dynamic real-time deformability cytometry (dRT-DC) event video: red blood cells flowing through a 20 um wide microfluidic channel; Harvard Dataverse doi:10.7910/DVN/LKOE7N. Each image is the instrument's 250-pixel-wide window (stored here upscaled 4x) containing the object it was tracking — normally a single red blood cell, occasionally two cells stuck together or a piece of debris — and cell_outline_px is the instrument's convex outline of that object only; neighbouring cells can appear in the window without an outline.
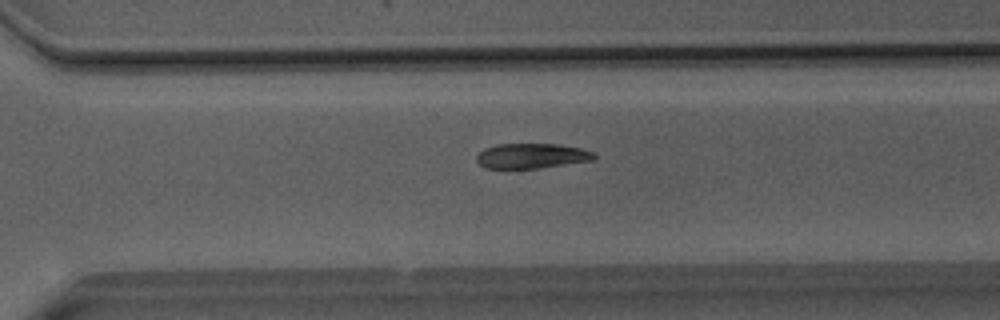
{"species": "Egyptian fruit bat (a non-hibernating species)", "species_latin": "Rousettus aegyptiacus", "temperature_condition": "room temperature", "stored_images_in_passage": 47, "camera_frame_rate_fps": 3000, "um_per_image_px": 0.085, "animal": {"sex": "male"}, "frame": {"image": 1, "passage_image": 36, "time_ms": 11.667, "image_size_px": [1000, 320], "cell_outline_px": [[596, 156], [592, 160], [540, 168], [484, 168], [476, 160], [476, 156], [484, 148], [496, 144], [560, 144], [580, 148], [592, 152]], "centroid_in_image_um": [45.16, 13.24], "position_along_channel_um": 325.4, "area_um2": 17.05}}
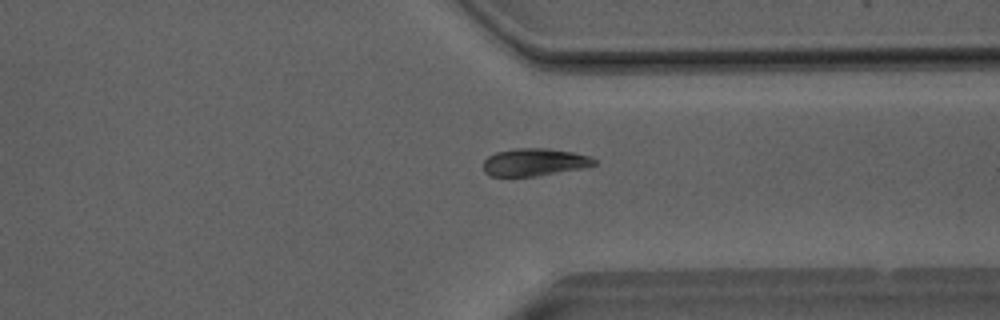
{"frame": {"image": 2, "passage_image": 39, "time_ms": 12.667, "image_size_px": [1000, 320], "cell_outline_px": [[596, 164], [588, 168], [536, 176], [488, 176], [484, 172], [484, 160], [488, 156], [496, 152], [516, 148], [548, 148], [572, 152], [588, 156], [596, 160]], "centroid_in_image_um": [45.44, 13.79], "position_along_channel_um": 366.0, "area_um2": 17.98}}
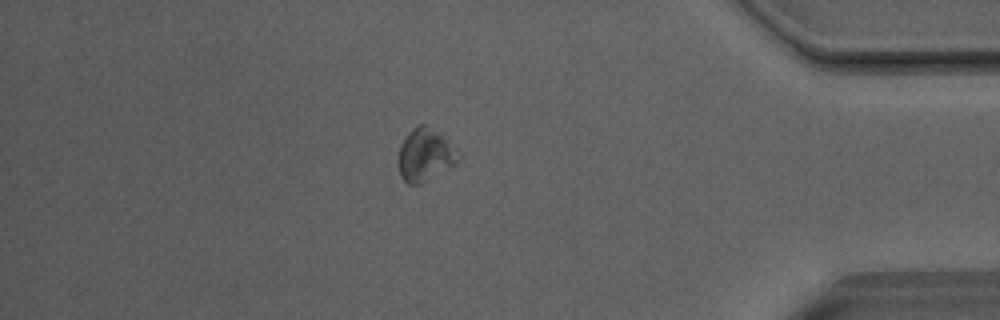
{"frame": {"image": 3, "passage_image": 44, "time_ms": 14.333, "image_size_px": [1000, 320], "cell_outline_px": [[460, 160], [456, 164], [420, 184], [408, 184], [400, 176], [396, 160], [396, 156], [400, 144], [408, 132], [416, 124], [428, 124], [444, 136], [460, 152]], "centroid_in_image_um": [36.11, 13.14], "position_along_channel_um": 399.1, "area_um2": 19.02}}